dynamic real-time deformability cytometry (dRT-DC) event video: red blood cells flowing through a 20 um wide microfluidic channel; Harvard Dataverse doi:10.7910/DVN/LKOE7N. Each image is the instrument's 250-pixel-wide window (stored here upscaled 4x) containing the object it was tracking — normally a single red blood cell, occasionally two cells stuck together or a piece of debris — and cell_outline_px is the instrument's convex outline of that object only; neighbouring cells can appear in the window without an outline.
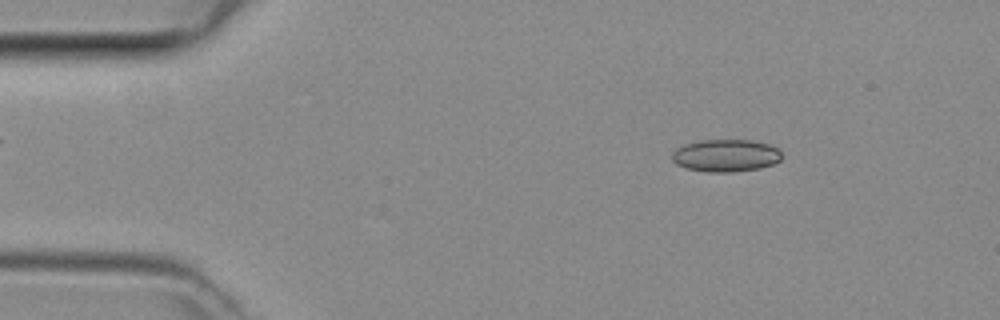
{"species": "common noctule bat (a hibernating species)", "species_latin": "Nyctalus noctula", "temperature_condition": "room temperature", "stored_images_in_passage": 42, "camera_frame_rate_fps": 3000, "um_per_image_px": 0.085, "animal": {"sex": "female", "body_mass_g": 29.2, "forearm_length_mm": 56.3}, "frame": {"image": 1, "passage_image": 2, "time_ms": 0.333, "image_size_px": [1000, 320], "cell_outline_px": [[780, 160], [772, 164], [760, 168], [732, 172], [708, 172], [688, 168], [676, 164], [672, 160], [672, 152], [684, 144], [700, 140], [752, 140], [772, 144], [780, 152]], "centroid_in_image_um": [61.69, 13.21], "position_along_channel_um": 23.3, "area_um2": 20.69}}
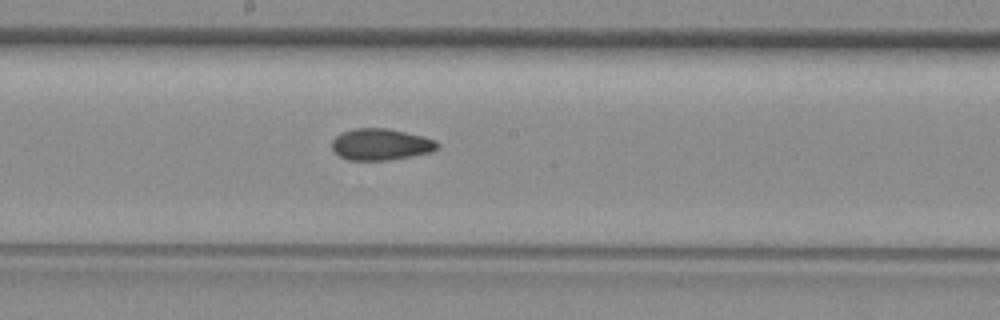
{"frame": {"image": 2, "passage_image": 20, "time_ms": 6.333, "image_size_px": [1000, 320], "cell_outline_px": [[440, 144], [432, 152], [412, 156], [388, 160], [348, 160], [340, 156], [332, 148], [332, 140], [336, 136], [352, 128], [388, 128], [436, 140]], "centroid_in_image_um": [32.36, 12.27], "position_along_channel_um": 215.8, "area_um2": 19.25}}
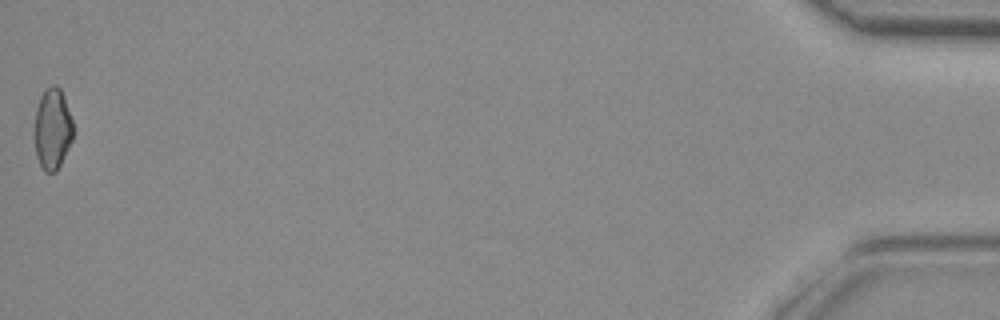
{"frame": {"image": 3, "passage_image": 42, "time_ms": 13.667, "image_size_px": [1000, 320], "cell_outline_px": [[72, 140], [56, 172], [44, 172], [36, 156], [32, 136], [36, 108], [40, 96], [44, 88], [52, 84], [56, 84], [60, 88], [64, 96], [72, 120]], "centroid_in_image_um": [4.41, 10.93], "position_along_channel_um": 430.8, "area_um2": 18.73}}